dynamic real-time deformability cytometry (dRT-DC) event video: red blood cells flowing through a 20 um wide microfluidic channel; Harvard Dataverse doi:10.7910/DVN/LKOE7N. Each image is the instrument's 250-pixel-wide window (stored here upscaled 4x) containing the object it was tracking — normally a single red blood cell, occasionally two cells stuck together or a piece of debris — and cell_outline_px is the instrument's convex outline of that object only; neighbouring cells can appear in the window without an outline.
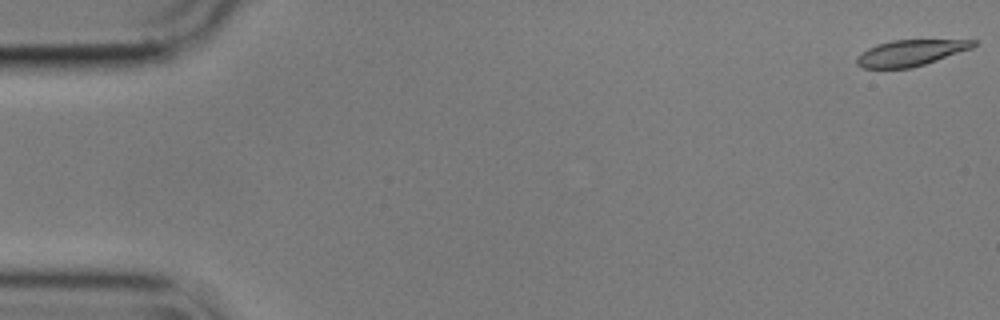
{"species": "common noctule bat (a hibernating species)", "species_latin": "Nyctalus noctula", "temperature_condition": "cold", "stored_images_in_passage": 56, "camera_frame_rate_fps": 3000, "um_per_image_px": 0.085, "animal": {"sex": "male", "body_mass_g": 17.9}, "frame": {"image": 1, "passage_image": 1, "time_ms": 0.0, "image_size_px": [1000, 320], "cell_outline_px": [[976, 44], [972, 48], [912, 68], [864, 68], [856, 64], [856, 56], [868, 48], [876, 44], [892, 40], [976, 40]], "centroid_in_image_um": [77.35, 4.49], "position_along_channel_um": 7.7, "area_um2": 17.57}}
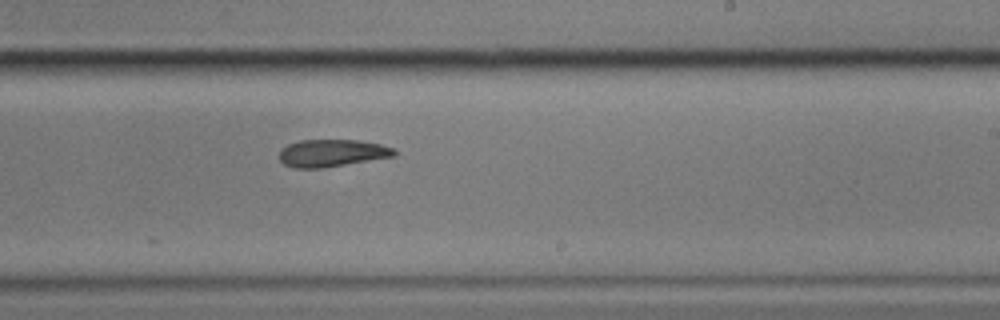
{"frame": {"image": 2, "passage_image": 34, "time_ms": 11.0, "image_size_px": [1000, 320], "cell_outline_px": [[396, 156], [324, 168], [292, 168], [284, 164], [280, 160], [280, 148], [288, 144], [300, 140], [356, 140], [380, 144], [396, 148]], "centroid_in_image_um": [28.22, 13.01], "position_along_channel_um": 260.8, "area_um2": 18.5}}
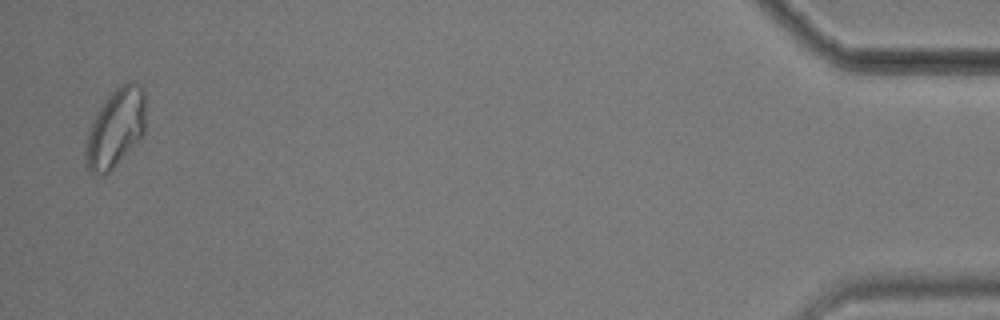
{"frame": {"image": 3, "passage_image": 55, "time_ms": 18.0, "image_size_px": [1000, 320], "cell_outline_px": [[144, 132], [140, 140], [108, 172], [100, 176], [96, 176], [84, 164], [84, 148], [88, 132], [96, 112], [104, 100], [120, 84], [128, 80], [132, 80], [140, 84], [144, 88]], "centroid_in_image_um": [9.8, 10.87], "position_along_channel_um": 425.4, "area_um2": 27.74}, "authors_computed_cell_mechanics": {"area_um2": 19.5364, "velocity_mm_per_s": 3.5619, "shape_relaxation_time_tau1_ms": 9.6956, "shape_relaxation_time_tau2_ms": 6.5942, "deformation_change_tau1": 0.1869, "deformation_change_tau2": 0.1237}}